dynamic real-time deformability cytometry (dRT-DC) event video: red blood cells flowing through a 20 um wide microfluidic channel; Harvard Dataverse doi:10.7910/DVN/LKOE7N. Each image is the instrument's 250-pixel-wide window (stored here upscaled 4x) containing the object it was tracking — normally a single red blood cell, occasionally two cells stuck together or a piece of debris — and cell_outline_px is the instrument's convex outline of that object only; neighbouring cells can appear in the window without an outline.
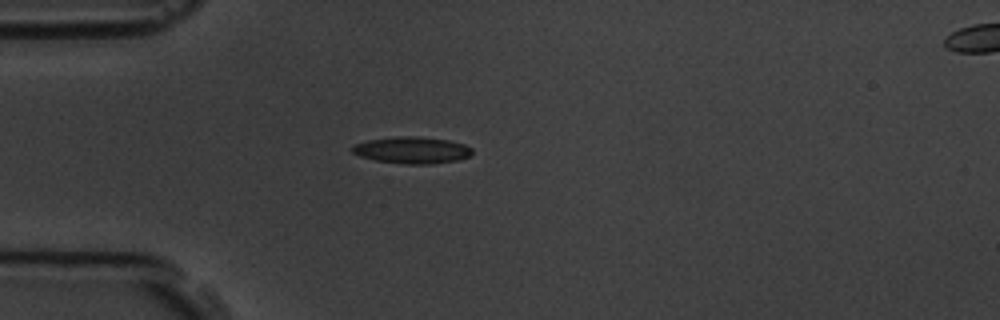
{"species": "common noctule bat (a hibernating species)", "species_latin": "Nyctalus noctula", "temperature_condition": "room temperature", "stored_images_in_passage": 5, "camera_frame_rate_fps": 3000, "um_per_image_px": 0.085, "animal": {"sex": "male", "body_mass_g": 19.5, "forearm_length_mm": 54.6}, "frame": {"image": 1, "passage_image": 3, "time_ms": 2.333, "image_size_px": [1000, 320], "cell_outline_px": [[472, 152], [468, 156], [460, 160], [428, 164], [404, 164], [376, 160], [360, 156], [352, 152], [352, 148], [356, 144], [368, 140], [396, 136], [420, 136], [448, 140], [464, 144], [472, 148]], "centroid_in_image_um": [35.04, 12.76], "position_along_channel_um": 50.0, "area_um2": 18.61}}
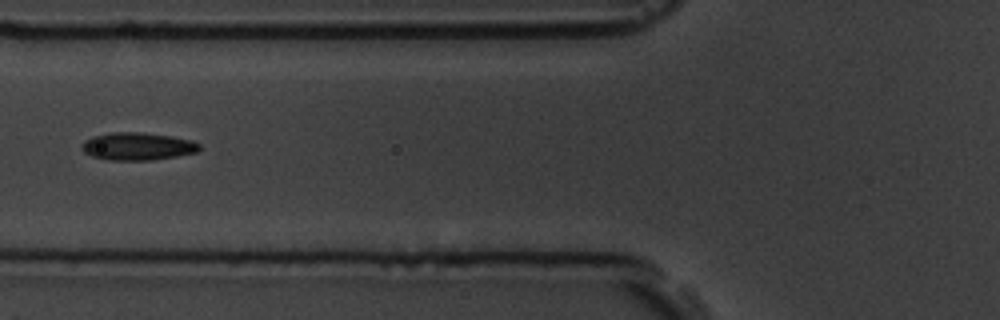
{"frame": {"image": 2, "passage_image": 5, "time_ms": 4.333, "image_size_px": [1000, 320], "cell_outline_px": [[200, 148], [196, 152], [176, 156], [152, 160], [108, 160], [92, 156], [84, 152], [80, 148], [84, 140], [92, 136], [112, 132], [140, 132], [172, 136], [192, 140], [200, 144]], "centroid_in_image_um": [11.67, 12.43], "position_along_channel_um": 114.1, "area_um2": 19.02}}